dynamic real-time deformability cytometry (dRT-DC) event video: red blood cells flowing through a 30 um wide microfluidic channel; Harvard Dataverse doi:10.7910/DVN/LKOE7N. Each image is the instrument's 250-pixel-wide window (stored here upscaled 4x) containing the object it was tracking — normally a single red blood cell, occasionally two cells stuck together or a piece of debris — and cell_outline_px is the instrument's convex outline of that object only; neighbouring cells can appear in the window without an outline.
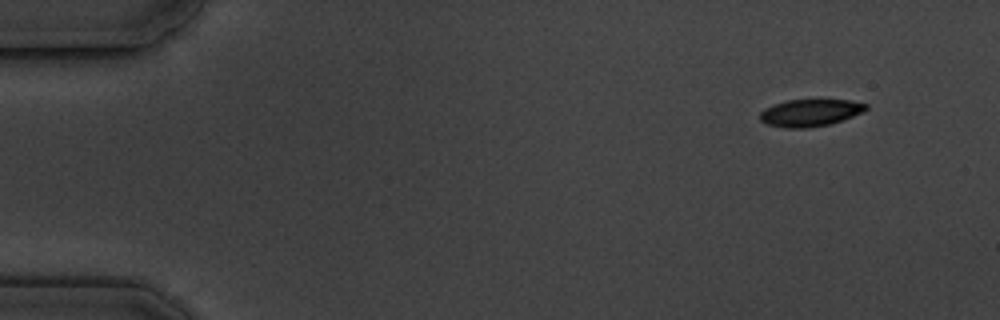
{"species": "common noctule bat (a hibernating species)", "species_latin": "Nyctalus noctula", "temperature_condition": "cold", "stored_images_in_passage": 10, "camera_frame_rate_fps": 3000, "um_per_image_px": 0.085, "animal": {"sex": "male", "body_mass_g": 19.5, "forearm_length_mm": 54.6}, "frame": {"image": 1, "passage_image": 1, "time_ms": 0.0, "image_size_px": [1000, 320], "cell_outline_px": [[868, 108], [852, 116], [828, 124], [804, 128], [788, 128], [768, 124], [760, 120], [760, 112], [764, 108], [788, 100], [848, 100], [868, 104]], "centroid_in_image_um": [68.84, 9.58], "position_along_channel_um": 16.2, "area_um2": 16.36}}
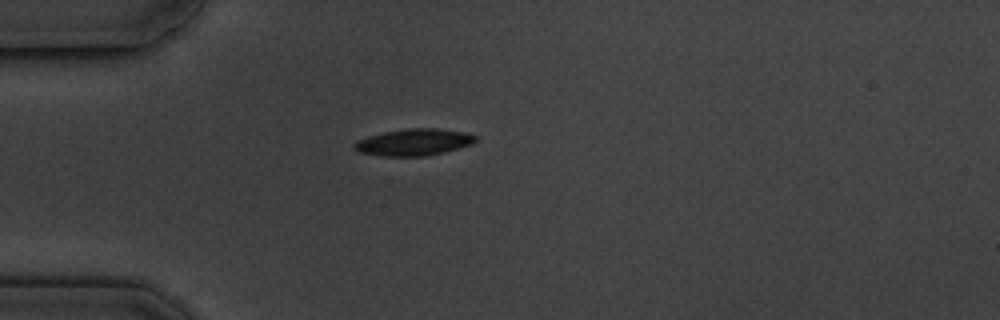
{"frame": {"image": 2, "passage_image": 4, "time_ms": 3.667, "image_size_px": [1000, 320], "cell_outline_px": [[476, 140], [472, 144], [444, 152], [424, 156], [384, 156], [360, 152], [352, 148], [352, 144], [356, 140], [368, 136], [384, 132], [408, 128], [436, 128], [464, 132], [476, 136]], "centroid_in_image_um": [35.14, 12.08], "position_along_channel_um": 49.9, "area_um2": 18.84}}